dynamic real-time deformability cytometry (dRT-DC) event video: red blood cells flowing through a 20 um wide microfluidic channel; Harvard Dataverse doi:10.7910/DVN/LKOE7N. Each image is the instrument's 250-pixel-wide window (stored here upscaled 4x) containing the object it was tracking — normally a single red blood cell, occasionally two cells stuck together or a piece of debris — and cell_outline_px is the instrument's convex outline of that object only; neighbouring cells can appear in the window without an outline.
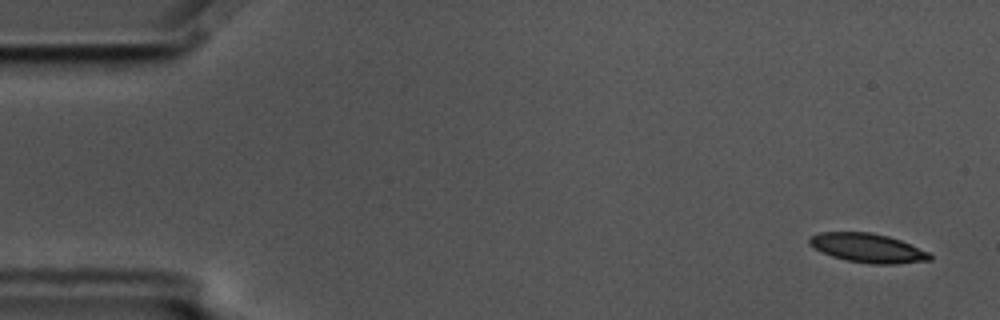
{"species": "common noctule bat (a hibernating species)", "species_latin": "Nyctalus noctula", "temperature_condition": "cold", "stored_images_in_passage": 5, "segment_of_instrument_passage": [1, 2], "camera_frame_rate_fps": 3000, "um_per_image_px": 0.085, "animal": {"sex": "male", "body_mass_g": 17.5, "forearm_length_mm": 52.3}, "frame": {"image": 1, "passage_image": 1, "time_ms": 0.0, "image_size_px": [1000, 320], "cell_outline_px": [[932, 260], [896, 264], [872, 264], [848, 260], [832, 256], [808, 244], [808, 236], [820, 232], [872, 232], [888, 236], [900, 240], [928, 252], [932, 256]], "centroid_in_image_um": [73.75, 21.07], "position_along_channel_um": 11.3, "area_um2": 20.29}}